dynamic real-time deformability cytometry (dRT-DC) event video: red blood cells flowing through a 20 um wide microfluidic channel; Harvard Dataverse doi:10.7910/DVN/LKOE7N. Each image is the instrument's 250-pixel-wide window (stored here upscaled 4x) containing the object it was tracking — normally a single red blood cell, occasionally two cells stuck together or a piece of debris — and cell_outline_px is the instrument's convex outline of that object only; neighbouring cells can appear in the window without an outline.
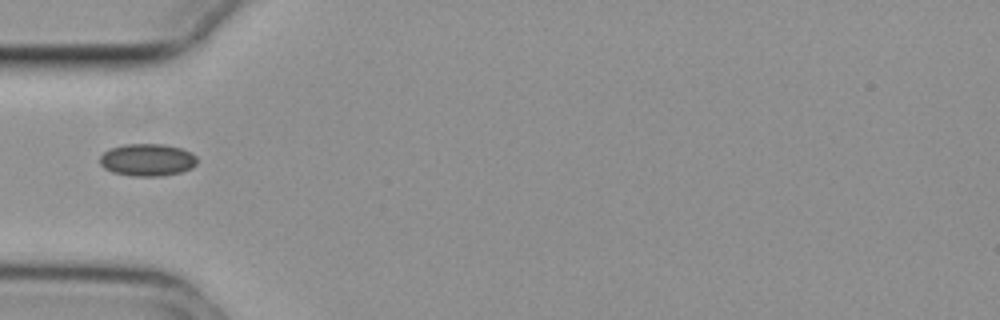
{"species": "common noctule bat (a hibernating species)", "species_latin": "Nyctalus noctula", "temperature_condition": "cold", "stored_images_in_passage": 22, "camera_frame_rate_fps": 3000, "um_per_image_px": 0.085, "animal": {"sex": "female", "body_mass_g": 29.2, "forearm_length_mm": 56.3}, "frame": {"image": 1, "passage_image": 1, "time_ms": 0.0, "image_size_px": [1000, 320], "cell_outline_px": [[196, 164], [192, 168], [180, 172], [160, 176], [132, 176], [112, 172], [104, 168], [100, 164], [100, 156], [104, 152], [112, 148], [124, 144], [164, 144], [180, 148], [192, 152], [196, 156]], "centroid_in_image_um": [12.53, 13.59], "position_along_channel_um": 72.5, "area_um2": 18.32}}
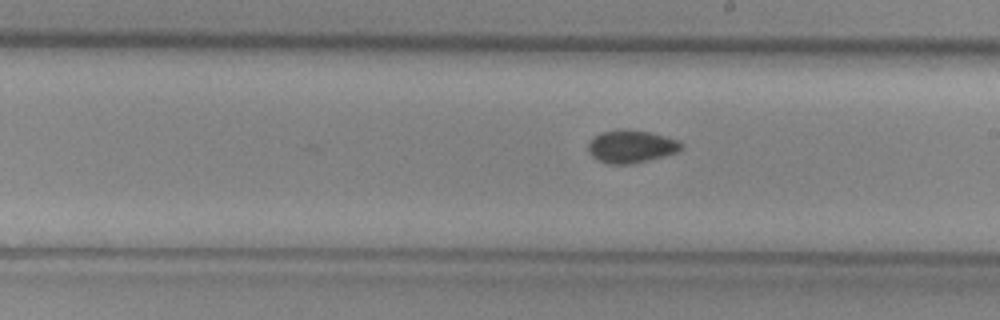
{"frame": {"image": 2, "passage_image": 14, "time_ms": 4.333, "image_size_px": [1000, 320], "cell_outline_px": [[684, 144], [676, 152], [648, 160], [632, 164], [608, 164], [596, 160], [592, 156], [588, 148], [588, 144], [600, 132], [620, 128], [652, 132], [676, 140]], "centroid_in_image_um": [53.61, 12.44], "position_along_channel_um": 235.4, "area_um2": 17.69}}
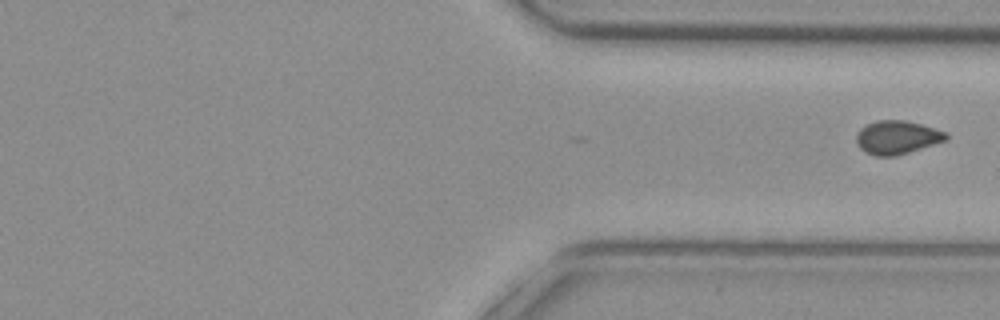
{"frame": {"image": 3, "passage_image": 22, "time_ms": 7.0, "image_size_px": [1000, 320], "cell_outline_px": [[948, 140], [896, 156], [876, 156], [864, 152], [856, 144], [856, 136], [860, 128], [868, 124], [880, 120], [904, 120], [920, 124], [944, 132], [948, 136]], "centroid_in_image_um": [76.22, 11.69], "position_along_channel_um": 335.2, "area_um2": 17.4}}